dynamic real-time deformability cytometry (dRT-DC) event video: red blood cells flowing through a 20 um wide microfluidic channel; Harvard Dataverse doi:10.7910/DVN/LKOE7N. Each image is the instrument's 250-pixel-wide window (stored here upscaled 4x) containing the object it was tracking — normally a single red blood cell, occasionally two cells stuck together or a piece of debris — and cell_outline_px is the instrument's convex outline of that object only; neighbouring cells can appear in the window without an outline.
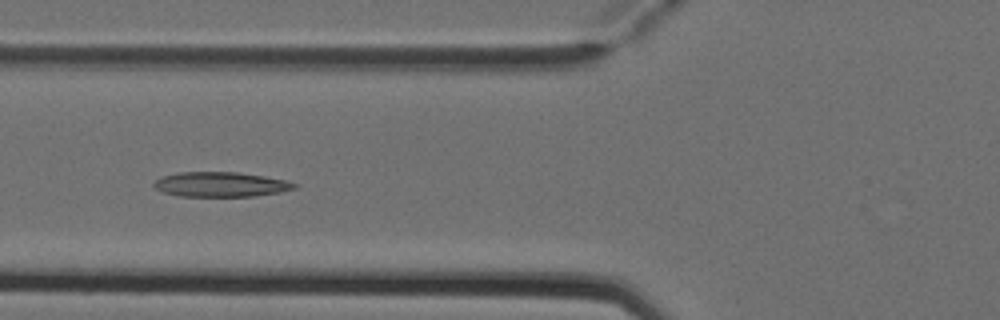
{"species": "Egyptian fruit bat (a non-hibernating species)", "species_latin": "Rousettus aegyptiacus", "temperature_condition": "cold", "stored_images_in_passage": 7, "camera_frame_rate_fps": 3000, "um_per_image_px": 0.085, "animal": {"sex": "female"}, "frame": {"image": 1, "passage_image": 5, "time_ms": 1.333, "image_size_px": [1000, 320], "cell_outline_px": [[300, 184], [296, 188], [280, 192], [252, 196], [176, 196], [164, 192], [156, 188], [152, 184], [156, 180], [164, 176], [180, 172], [236, 172], [264, 176], [284, 180]], "centroid_in_image_um": [18.78, 15.67], "position_along_channel_um": 107.0, "area_um2": 20.17}}
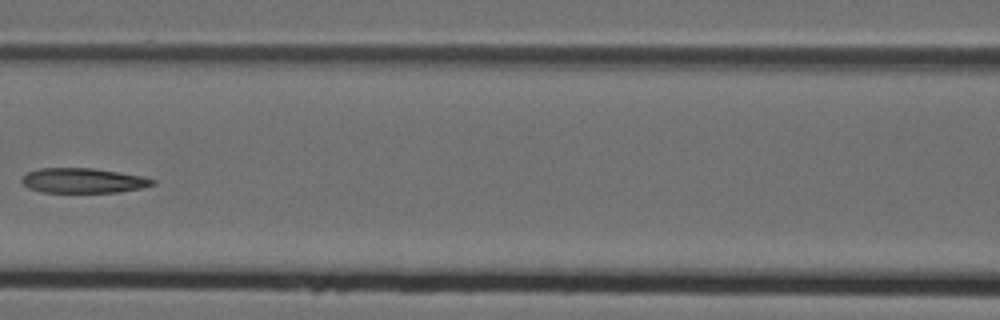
{"frame": {"image": 2, "passage_image": 6, "time_ms": 1.667, "image_size_px": [1000, 320], "cell_outline_px": [[156, 184], [140, 188], [120, 192], [40, 192], [28, 188], [20, 180], [28, 172], [40, 168], [92, 168], [140, 176], [156, 180]], "centroid_in_image_um": [7.05, 15.35], "position_along_channel_um": 159.6, "area_um2": 18.79}}
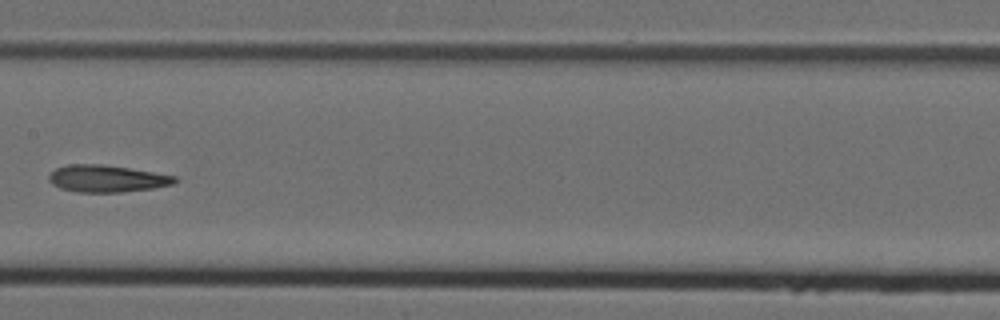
{"frame": {"image": 3, "passage_image": 7, "time_ms": 2.0, "image_size_px": [1000, 320], "cell_outline_px": [[180, 180], [172, 184], [152, 188], [120, 192], [76, 192], [60, 188], [52, 184], [48, 180], [48, 176], [56, 168], [68, 164], [100, 164], [128, 168], [176, 176]], "centroid_in_image_um": [9.06, 15.18], "position_along_channel_um": 198.3, "area_um2": 19.71}}